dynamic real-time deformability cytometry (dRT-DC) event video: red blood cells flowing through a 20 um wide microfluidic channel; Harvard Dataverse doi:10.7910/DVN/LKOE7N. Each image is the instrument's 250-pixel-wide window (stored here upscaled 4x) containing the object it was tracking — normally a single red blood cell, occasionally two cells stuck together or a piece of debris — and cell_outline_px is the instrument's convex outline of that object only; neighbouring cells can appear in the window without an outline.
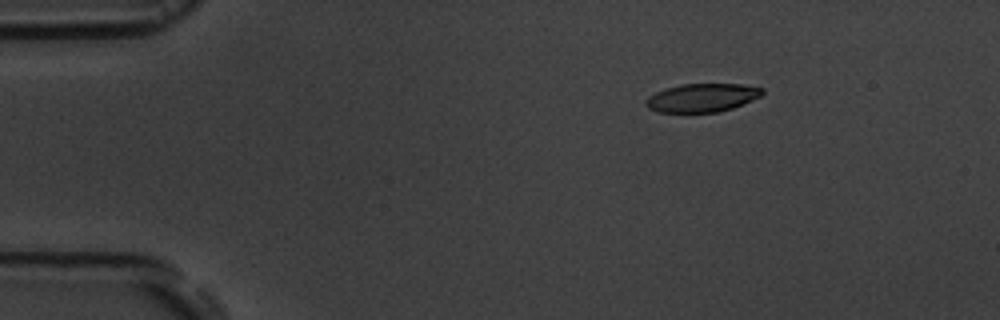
{"species": "common noctule bat (a hibernating species)", "species_latin": "Nyctalus noctula", "temperature_condition": "room temperature", "stored_images_in_passage": 3, "camera_frame_rate_fps": 3000, "um_per_image_px": 0.085, "animal": {"sex": "male", "body_mass_g": 19.5, "forearm_length_mm": 54.6}, "frame": {"image": 1, "passage_image": 1, "time_ms": 0.0, "image_size_px": [1000, 320], "cell_outline_px": [[764, 92], [760, 96], [752, 100], [732, 108], [716, 112], [660, 112], [648, 108], [644, 104], [644, 100], [648, 96], [656, 92], [680, 84], [740, 84], [764, 88]], "centroid_in_image_um": [59.66, 8.3], "position_along_channel_um": 25.3, "area_um2": 19.19}}